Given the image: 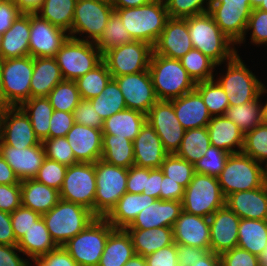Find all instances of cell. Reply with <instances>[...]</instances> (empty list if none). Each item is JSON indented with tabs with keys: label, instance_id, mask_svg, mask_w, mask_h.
<instances>
[{
	"label": "cell",
	"instance_id": "obj_38",
	"mask_svg": "<svg viewBox=\"0 0 267 266\" xmlns=\"http://www.w3.org/2000/svg\"><path fill=\"white\" fill-rule=\"evenodd\" d=\"M237 247L259 257L267 248V220L240 219Z\"/></svg>",
	"mask_w": 267,
	"mask_h": 266
},
{
	"label": "cell",
	"instance_id": "obj_68",
	"mask_svg": "<svg viewBox=\"0 0 267 266\" xmlns=\"http://www.w3.org/2000/svg\"><path fill=\"white\" fill-rule=\"evenodd\" d=\"M163 175L160 168H146V189H144L143 194L160 199Z\"/></svg>",
	"mask_w": 267,
	"mask_h": 266
},
{
	"label": "cell",
	"instance_id": "obj_40",
	"mask_svg": "<svg viewBox=\"0 0 267 266\" xmlns=\"http://www.w3.org/2000/svg\"><path fill=\"white\" fill-rule=\"evenodd\" d=\"M266 87L263 86L260 96L255 100L246 104L229 106L224 113V116L233 121L244 134L264 122L260 99L267 93Z\"/></svg>",
	"mask_w": 267,
	"mask_h": 266
},
{
	"label": "cell",
	"instance_id": "obj_49",
	"mask_svg": "<svg viewBox=\"0 0 267 266\" xmlns=\"http://www.w3.org/2000/svg\"><path fill=\"white\" fill-rule=\"evenodd\" d=\"M47 98L54 110L72 113L81 100L75 81L63 80L58 83Z\"/></svg>",
	"mask_w": 267,
	"mask_h": 266
},
{
	"label": "cell",
	"instance_id": "obj_76",
	"mask_svg": "<svg viewBox=\"0 0 267 266\" xmlns=\"http://www.w3.org/2000/svg\"><path fill=\"white\" fill-rule=\"evenodd\" d=\"M10 107L4 99V95L2 93V82H1V69H0V112H2L5 108Z\"/></svg>",
	"mask_w": 267,
	"mask_h": 266
},
{
	"label": "cell",
	"instance_id": "obj_34",
	"mask_svg": "<svg viewBox=\"0 0 267 266\" xmlns=\"http://www.w3.org/2000/svg\"><path fill=\"white\" fill-rule=\"evenodd\" d=\"M17 246L21 250L23 256L26 255L27 259L31 261L58 247L51 238L42 217L38 221L33 222V225L18 241Z\"/></svg>",
	"mask_w": 267,
	"mask_h": 266
},
{
	"label": "cell",
	"instance_id": "obj_58",
	"mask_svg": "<svg viewBox=\"0 0 267 266\" xmlns=\"http://www.w3.org/2000/svg\"><path fill=\"white\" fill-rule=\"evenodd\" d=\"M75 123L102 129L104 121L95 111L90 100L81 99L74 111L72 112Z\"/></svg>",
	"mask_w": 267,
	"mask_h": 266
},
{
	"label": "cell",
	"instance_id": "obj_13",
	"mask_svg": "<svg viewBox=\"0 0 267 266\" xmlns=\"http://www.w3.org/2000/svg\"><path fill=\"white\" fill-rule=\"evenodd\" d=\"M252 10L250 0H213L208 13L221 31L241 46L246 41L245 31Z\"/></svg>",
	"mask_w": 267,
	"mask_h": 266
},
{
	"label": "cell",
	"instance_id": "obj_77",
	"mask_svg": "<svg viewBox=\"0 0 267 266\" xmlns=\"http://www.w3.org/2000/svg\"><path fill=\"white\" fill-rule=\"evenodd\" d=\"M259 261L261 266H267V248L266 250L259 256Z\"/></svg>",
	"mask_w": 267,
	"mask_h": 266
},
{
	"label": "cell",
	"instance_id": "obj_39",
	"mask_svg": "<svg viewBox=\"0 0 267 266\" xmlns=\"http://www.w3.org/2000/svg\"><path fill=\"white\" fill-rule=\"evenodd\" d=\"M29 117L35 135L43 142L49 139L50 120L53 107L47 97H33L19 106Z\"/></svg>",
	"mask_w": 267,
	"mask_h": 266
},
{
	"label": "cell",
	"instance_id": "obj_35",
	"mask_svg": "<svg viewBox=\"0 0 267 266\" xmlns=\"http://www.w3.org/2000/svg\"><path fill=\"white\" fill-rule=\"evenodd\" d=\"M126 230L131 236L135 254L143 257L174 243L172 227Z\"/></svg>",
	"mask_w": 267,
	"mask_h": 266
},
{
	"label": "cell",
	"instance_id": "obj_31",
	"mask_svg": "<svg viewBox=\"0 0 267 266\" xmlns=\"http://www.w3.org/2000/svg\"><path fill=\"white\" fill-rule=\"evenodd\" d=\"M156 198L143 193L126 192L104 217L115 229H126L136 216Z\"/></svg>",
	"mask_w": 267,
	"mask_h": 266
},
{
	"label": "cell",
	"instance_id": "obj_33",
	"mask_svg": "<svg viewBox=\"0 0 267 266\" xmlns=\"http://www.w3.org/2000/svg\"><path fill=\"white\" fill-rule=\"evenodd\" d=\"M64 79L54 57L33 58L31 98L47 97L52 89Z\"/></svg>",
	"mask_w": 267,
	"mask_h": 266
},
{
	"label": "cell",
	"instance_id": "obj_72",
	"mask_svg": "<svg viewBox=\"0 0 267 266\" xmlns=\"http://www.w3.org/2000/svg\"><path fill=\"white\" fill-rule=\"evenodd\" d=\"M23 14H36L45 0H12Z\"/></svg>",
	"mask_w": 267,
	"mask_h": 266
},
{
	"label": "cell",
	"instance_id": "obj_32",
	"mask_svg": "<svg viewBox=\"0 0 267 266\" xmlns=\"http://www.w3.org/2000/svg\"><path fill=\"white\" fill-rule=\"evenodd\" d=\"M21 206L44 214L49 212L60 200V192L38 182L36 179L20 181Z\"/></svg>",
	"mask_w": 267,
	"mask_h": 266
},
{
	"label": "cell",
	"instance_id": "obj_47",
	"mask_svg": "<svg viewBox=\"0 0 267 266\" xmlns=\"http://www.w3.org/2000/svg\"><path fill=\"white\" fill-rule=\"evenodd\" d=\"M195 90L201 95L212 117L224 115L229 102L223 88L215 79L196 83Z\"/></svg>",
	"mask_w": 267,
	"mask_h": 266
},
{
	"label": "cell",
	"instance_id": "obj_12",
	"mask_svg": "<svg viewBox=\"0 0 267 266\" xmlns=\"http://www.w3.org/2000/svg\"><path fill=\"white\" fill-rule=\"evenodd\" d=\"M2 93L10 107L20 106L31 98L33 57L0 59Z\"/></svg>",
	"mask_w": 267,
	"mask_h": 266
},
{
	"label": "cell",
	"instance_id": "obj_10",
	"mask_svg": "<svg viewBox=\"0 0 267 266\" xmlns=\"http://www.w3.org/2000/svg\"><path fill=\"white\" fill-rule=\"evenodd\" d=\"M64 80L75 81L102 62L95 43L69 37L55 55Z\"/></svg>",
	"mask_w": 267,
	"mask_h": 266
},
{
	"label": "cell",
	"instance_id": "obj_50",
	"mask_svg": "<svg viewBox=\"0 0 267 266\" xmlns=\"http://www.w3.org/2000/svg\"><path fill=\"white\" fill-rule=\"evenodd\" d=\"M242 153L267 165V123L263 122L244 134Z\"/></svg>",
	"mask_w": 267,
	"mask_h": 266
},
{
	"label": "cell",
	"instance_id": "obj_69",
	"mask_svg": "<svg viewBox=\"0 0 267 266\" xmlns=\"http://www.w3.org/2000/svg\"><path fill=\"white\" fill-rule=\"evenodd\" d=\"M185 188L178 184L176 181L171 180V178L163 175L162 188L160 190L161 200H174L182 201L184 196Z\"/></svg>",
	"mask_w": 267,
	"mask_h": 266
},
{
	"label": "cell",
	"instance_id": "obj_42",
	"mask_svg": "<svg viewBox=\"0 0 267 266\" xmlns=\"http://www.w3.org/2000/svg\"><path fill=\"white\" fill-rule=\"evenodd\" d=\"M77 0H45L36 14L50 24L71 31Z\"/></svg>",
	"mask_w": 267,
	"mask_h": 266
},
{
	"label": "cell",
	"instance_id": "obj_22",
	"mask_svg": "<svg viewBox=\"0 0 267 266\" xmlns=\"http://www.w3.org/2000/svg\"><path fill=\"white\" fill-rule=\"evenodd\" d=\"M0 155L20 181L34 179L46 158L42 142L28 148H16L5 144L1 139Z\"/></svg>",
	"mask_w": 267,
	"mask_h": 266
},
{
	"label": "cell",
	"instance_id": "obj_61",
	"mask_svg": "<svg viewBox=\"0 0 267 266\" xmlns=\"http://www.w3.org/2000/svg\"><path fill=\"white\" fill-rule=\"evenodd\" d=\"M21 206L20 184H0V210L12 213Z\"/></svg>",
	"mask_w": 267,
	"mask_h": 266
},
{
	"label": "cell",
	"instance_id": "obj_19",
	"mask_svg": "<svg viewBox=\"0 0 267 266\" xmlns=\"http://www.w3.org/2000/svg\"><path fill=\"white\" fill-rule=\"evenodd\" d=\"M114 79L124 96L126 108L147 114L158 101L149 70L114 77Z\"/></svg>",
	"mask_w": 267,
	"mask_h": 266
},
{
	"label": "cell",
	"instance_id": "obj_71",
	"mask_svg": "<svg viewBox=\"0 0 267 266\" xmlns=\"http://www.w3.org/2000/svg\"><path fill=\"white\" fill-rule=\"evenodd\" d=\"M0 184H20V180L8 165L6 160L0 155Z\"/></svg>",
	"mask_w": 267,
	"mask_h": 266
},
{
	"label": "cell",
	"instance_id": "obj_6",
	"mask_svg": "<svg viewBox=\"0 0 267 266\" xmlns=\"http://www.w3.org/2000/svg\"><path fill=\"white\" fill-rule=\"evenodd\" d=\"M114 229L104 217H96L63 247L78 266H98L107 238Z\"/></svg>",
	"mask_w": 267,
	"mask_h": 266
},
{
	"label": "cell",
	"instance_id": "obj_27",
	"mask_svg": "<svg viewBox=\"0 0 267 266\" xmlns=\"http://www.w3.org/2000/svg\"><path fill=\"white\" fill-rule=\"evenodd\" d=\"M225 205L241 219L267 220V185L228 195Z\"/></svg>",
	"mask_w": 267,
	"mask_h": 266
},
{
	"label": "cell",
	"instance_id": "obj_21",
	"mask_svg": "<svg viewBox=\"0 0 267 266\" xmlns=\"http://www.w3.org/2000/svg\"><path fill=\"white\" fill-rule=\"evenodd\" d=\"M240 217L226 205L210 217V251L222 254L237 247Z\"/></svg>",
	"mask_w": 267,
	"mask_h": 266
},
{
	"label": "cell",
	"instance_id": "obj_7",
	"mask_svg": "<svg viewBox=\"0 0 267 266\" xmlns=\"http://www.w3.org/2000/svg\"><path fill=\"white\" fill-rule=\"evenodd\" d=\"M225 63L226 73L215 80L226 93L229 106L246 104L258 98L264 84L247 68L238 52Z\"/></svg>",
	"mask_w": 267,
	"mask_h": 266
},
{
	"label": "cell",
	"instance_id": "obj_54",
	"mask_svg": "<svg viewBox=\"0 0 267 266\" xmlns=\"http://www.w3.org/2000/svg\"><path fill=\"white\" fill-rule=\"evenodd\" d=\"M45 156L66 166L79 163L66 137L49 138L42 142Z\"/></svg>",
	"mask_w": 267,
	"mask_h": 266
},
{
	"label": "cell",
	"instance_id": "obj_57",
	"mask_svg": "<svg viewBox=\"0 0 267 266\" xmlns=\"http://www.w3.org/2000/svg\"><path fill=\"white\" fill-rule=\"evenodd\" d=\"M10 217L14 236L16 240L19 241L25 232L33 225V222L38 221L42 215L31 209L20 206L10 214Z\"/></svg>",
	"mask_w": 267,
	"mask_h": 266
},
{
	"label": "cell",
	"instance_id": "obj_29",
	"mask_svg": "<svg viewBox=\"0 0 267 266\" xmlns=\"http://www.w3.org/2000/svg\"><path fill=\"white\" fill-rule=\"evenodd\" d=\"M210 143L230 154L241 153L244 145V133L230 119L214 116L208 123Z\"/></svg>",
	"mask_w": 267,
	"mask_h": 266
},
{
	"label": "cell",
	"instance_id": "obj_67",
	"mask_svg": "<svg viewBox=\"0 0 267 266\" xmlns=\"http://www.w3.org/2000/svg\"><path fill=\"white\" fill-rule=\"evenodd\" d=\"M207 252L206 249L177 244L178 266H193Z\"/></svg>",
	"mask_w": 267,
	"mask_h": 266
},
{
	"label": "cell",
	"instance_id": "obj_25",
	"mask_svg": "<svg viewBox=\"0 0 267 266\" xmlns=\"http://www.w3.org/2000/svg\"><path fill=\"white\" fill-rule=\"evenodd\" d=\"M182 211V201L156 199L142 210L126 229L173 227Z\"/></svg>",
	"mask_w": 267,
	"mask_h": 266
},
{
	"label": "cell",
	"instance_id": "obj_78",
	"mask_svg": "<svg viewBox=\"0 0 267 266\" xmlns=\"http://www.w3.org/2000/svg\"><path fill=\"white\" fill-rule=\"evenodd\" d=\"M262 105V112H263V121L267 123V101L261 104Z\"/></svg>",
	"mask_w": 267,
	"mask_h": 266
},
{
	"label": "cell",
	"instance_id": "obj_5",
	"mask_svg": "<svg viewBox=\"0 0 267 266\" xmlns=\"http://www.w3.org/2000/svg\"><path fill=\"white\" fill-rule=\"evenodd\" d=\"M265 165L241 153L230 154L217 177L225 198L238 191L253 190L265 184Z\"/></svg>",
	"mask_w": 267,
	"mask_h": 266
},
{
	"label": "cell",
	"instance_id": "obj_41",
	"mask_svg": "<svg viewBox=\"0 0 267 266\" xmlns=\"http://www.w3.org/2000/svg\"><path fill=\"white\" fill-rule=\"evenodd\" d=\"M102 160L129 169L134 165L133 142L111 134H102Z\"/></svg>",
	"mask_w": 267,
	"mask_h": 266
},
{
	"label": "cell",
	"instance_id": "obj_30",
	"mask_svg": "<svg viewBox=\"0 0 267 266\" xmlns=\"http://www.w3.org/2000/svg\"><path fill=\"white\" fill-rule=\"evenodd\" d=\"M30 14L20 15L3 34L0 59H12L29 54Z\"/></svg>",
	"mask_w": 267,
	"mask_h": 266
},
{
	"label": "cell",
	"instance_id": "obj_3",
	"mask_svg": "<svg viewBox=\"0 0 267 266\" xmlns=\"http://www.w3.org/2000/svg\"><path fill=\"white\" fill-rule=\"evenodd\" d=\"M149 73L158 100H172L195 89L180 60L152 53Z\"/></svg>",
	"mask_w": 267,
	"mask_h": 266
},
{
	"label": "cell",
	"instance_id": "obj_73",
	"mask_svg": "<svg viewBox=\"0 0 267 266\" xmlns=\"http://www.w3.org/2000/svg\"><path fill=\"white\" fill-rule=\"evenodd\" d=\"M193 266H220V258L218 254L208 251L199 261H195Z\"/></svg>",
	"mask_w": 267,
	"mask_h": 266
},
{
	"label": "cell",
	"instance_id": "obj_66",
	"mask_svg": "<svg viewBox=\"0 0 267 266\" xmlns=\"http://www.w3.org/2000/svg\"><path fill=\"white\" fill-rule=\"evenodd\" d=\"M146 189V168L131 166L128 169L126 190L129 193H143Z\"/></svg>",
	"mask_w": 267,
	"mask_h": 266
},
{
	"label": "cell",
	"instance_id": "obj_15",
	"mask_svg": "<svg viewBox=\"0 0 267 266\" xmlns=\"http://www.w3.org/2000/svg\"><path fill=\"white\" fill-rule=\"evenodd\" d=\"M96 188L95 163L79 162L68 166L60 199L80 204L94 214Z\"/></svg>",
	"mask_w": 267,
	"mask_h": 266
},
{
	"label": "cell",
	"instance_id": "obj_44",
	"mask_svg": "<svg viewBox=\"0 0 267 266\" xmlns=\"http://www.w3.org/2000/svg\"><path fill=\"white\" fill-rule=\"evenodd\" d=\"M90 101L103 121L126 109L124 96L114 78L110 79L100 95L90 99Z\"/></svg>",
	"mask_w": 267,
	"mask_h": 266
},
{
	"label": "cell",
	"instance_id": "obj_23",
	"mask_svg": "<svg viewBox=\"0 0 267 266\" xmlns=\"http://www.w3.org/2000/svg\"><path fill=\"white\" fill-rule=\"evenodd\" d=\"M175 244L193 246L210 251V220L182 211L173 225Z\"/></svg>",
	"mask_w": 267,
	"mask_h": 266
},
{
	"label": "cell",
	"instance_id": "obj_55",
	"mask_svg": "<svg viewBox=\"0 0 267 266\" xmlns=\"http://www.w3.org/2000/svg\"><path fill=\"white\" fill-rule=\"evenodd\" d=\"M68 166L45 158L37 176L34 178L48 187L60 191Z\"/></svg>",
	"mask_w": 267,
	"mask_h": 266
},
{
	"label": "cell",
	"instance_id": "obj_9",
	"mask_svg": "<svg viewBox=\"0 0 267 266\" xmlns=\"http://www.w3.org/2000/svg\"><path fill=\"white\" fill-rule=\"evenodd\" d=\"M96 194L94 215L105 217L127 192L128 169L99 159L95 162Z\"/></svg>",
	"mask_w": 267,
	"mask_h": 266
},
{
	"label": "cell",
	"instance_id": "obj_28",
	"mask_svg": "<svg viewBox=\"0 0 267 266\" xmlns=\"http://www.w3.org/2000/svg\"><path fill=\"white\" fill-rule=\"evenodd\" d=\"M170 101L173 103L176 117L185 130L208 126L212 116L195 89Z\"/></svg>",
	"mask_w": 267,
	"mask_h": 266
},
{
	"label": "cell",
	"instance_id": "obj_52",
	"mask_svg": "<svg viewBox=\"0 0 267 266\" xmlns=\"http://www.w3.org/2000/svg\"><path fill=\"white\" fill-rule=\"evenodd\" d=\"M229 156L230 153L211 145L205 155L194 163V170L196 173L218 177Z\"/></svg>",
	"mask_w": 267,
	"mask_h": 266
},
{
	"label": "cell",
	"instance_id": "obj_51",
	"mask_svg": "<svg viewBox=\"0 0 267 266\" xmlns=\"http://www.w3.org/2000/svg\"><path fill=\"white\" fill-rule=\"evenodd\" d=\"M160 169L163 174L186 188L195 174L194 164L178 157L176 154H168Z\"/></svg>",
	"mask_w": 267,
	"mask_h": 266
},
{
	"label": "cell",
	"instance_id": "obj_74",
	"mask_svg": "<svg viewBox=\"0 0 267 266\" xmlns=\"http://www.w3.org/2000/svg\"><path fill=\"white\" fill-rule=\"evenodd\" d=\"M152 0H110L113 8H131L143 6L150 3Z\"/></svg>",
	"mask_w": 267,
	"mask_h": 266
},
{
	"label": "cell",
	"instance_id": "obj_64",
	"mask_svg": "<svg viewBox=\"0 0 267 266\" xmlns=\"http://www.w3.org/2000/svg\"><path fill=\"white\" fill-rule=\"evenodd\" d=\"M17 252L22 253L17 245L0 244V266H31L30 260Z\"/></svg>",
	"mask_w": 267,
	"mask_h": 266
},
{
	"label": "cell",
	"instance_id": "obj_17",
	"mask_svg": "<svg viewBox=\"0 0 267 266\" xmlns=\"http://www.w3.org/2000/svg\"><path fill=\"white\" fill-rule=\"evenodd\" d=\"M69 37L67 31L50 24L37 14H30L29 54L31 57H55Z\"/></svg>",
	"mask_w": 267,
	"mask_h": 266
},
{
	"label": "cell",
	"instance_id": "obj_53",
	"mask_svg": "<svg viewBox=\"0 0 267 266\" xmlns=\"http://www.w3.org/2000/svg\"><path fill=\"white\" fill-rule=\"evenodd\" d=\"M170 18H187L207 13L213 0H164ZM206 3V4H205Z\"/></svg>",
	"mask_w": 267,
	"mask_h": 266
},
{
	"label": "cell",
	"instance_id": "obj_45",
	"mask_svg": "<svg viewBox=\"0 0 267 266\" xmlns=\"http://www.w3.org/2000/svg\"><path fill=\"white\" fill-rule=\"evenodd\" d=\"M111 78L106 64L102 61L93 70L76 79L81 99L90 100L100 95Z\"/></svg>",
	"mask_w": 267,
	"mask_h": 266
},
{
	"label": "cell",
	"instance_id": "obj_14",
	"mask_svg": "<svg viewBox=\"0 0 267 266\" xmlns=\"http://www.w3.org/2000/svg\"><path fill=\"white\" fill-rule=\"evenodd\" d=\"M153 46L143 41H132L112 48L102 55L112 78L149 69Z\"/></svg>",
	"mask_w": 267,
	"mask_h": 266
},
{
	"label": "cell",
	"instance_id": "obj_56",
	"mask_svg": "<svg viewBox=\"0 0 267 266\" xmlns=\"http://www.w3.org/2000/svg\"><path fill=\"white\" fill-rule=\"evenodd\" d=\"M250 32V43L267 46V11L253 9L248 19L245 35ZM252 33V34H251Z\"/></svg>",
	"mask_w": 267,
	"mask_h": 266
},
{
	"label": "cell",
	"instance_id": "obj_11",
	"mask_svg": "<svg viewBox=\"0 0 267 266\" xmlns=\"http://www.w3.org/2000/svg\"><path fill=\"white\" fill-rule=\"evenodd\" d=\"M113 12L110 0H77L70 37L96 43Z\"/></svg>",
	"mask_w": 267,
	"mask_h": 266
},
{
	"label": "cell",
	"instance_id": "obj_70",
	"mask_svg": "<svg viewBox=\"0 0 267 266\" xmlns=\"http://www.w3.org/2000/svg\"><path fill=\"white\" fill-rule=\"evenodd\" d=\"M11 224L10 213L0 210V244L17 245Z\"/></svg>",
	"mask_w": 267,
	"mask_h": 266
},
{
	"label": "cell",
	"instance_id": "obj_2",
	"mask_svg": "<svg viewBox=\"0 0 267 266\" xmlns=\"http://www.w3.org/2000/svg\"><path fill=\"white\" fill-rule=\"evenodd\" d=\"M188 30L193 49L202 52L218 66L229 61L238 51L208 12L188 17Z\"/></svg>",
	"mask_w": 267,
	"mask_h": 266
},
{
	"label": "cell",
	"instance_id": "obj_8",
	"mask_svg": "<svg viewBox=\"0 0 267 266\" xmlns=\"http://www.w3.org/2000/svg\"><path fill=\"white\" fill-rule=\"evenodd\" d=\"M225 199L217 177L195 172L185 188L182 207L186 213L209 218L225 206Z\"/></svg>",
	"mask_w": 267,
	"mask_h": 266
},
{
	"label": "cell",
	"instance_id": "obj_20",
	"mask_svg": "<svg viewBox=\"0 0 267 266\" xmlns=\"http://www.w3.org/2000/svg\"><path fill=\"white\" fill-rule=\"evenodd\" d=\"M193 49L187 18H168L153 52L168 58L180 59Z\"/></svg>",
	"mask_w": 267,
	"mask_h": 266
},
{
	"label": "cell",
	"instance_id": "obj_37",
	"mask_svg": "<svg viewBox=\"0 0 267 266\" xmlns=\"http://www.w3.org/2000/svg\"><path fill=\"white\" fill-rule=\"evenodd\" d=\"M145 122L146 114L126 108L104 121L102 134L124 137L133 142Z\"/></svg>",
	"mask_w": 267,
	"mask_h": 266
},
{
	"label": "cell",
	"instance_id": "obj_60",
	"mask_svg": "<svg viewBox=\"0 0 267 266\" xmlns=\"http://www.w3.org/2000/svg\"><path fill=\"white\" fill-rule=\"evenodd\" d=\"M32 263L34 266H78L63 246H58L47 254L34 258L31 266Z\"/></svg>",
	"mask_w": 267,
	"mask_h": 266
},
{
	"label": "cell",
	"instance_id": "obj_62",
	"mask_svg": "<svg viewBox=\"0 0 267 266\" xmlns=\"http://www.w3.org/2000/svg\"><path fill=\"white\" fill-rule=\"evenodd\" d=\"M75 124L73 114L54 110L49 129V138L65 137Z\"/></svg>",
	"mask_w": 267,
	"mask_h": 266
},
{
	"label": "cell",
	"instance_id": "obj_36",
	"mask_svg": "<svg viewBox=\"0 0 267 266\" xmlns=\"http://www.w3.org/2000/svg\"><path fill=\"white\" fill-rule=\"evenodd\" d=\"M134 255V246L128 231L114 229L107 238L98 266H124Z\"/></svg>",
	"mask_w": 267,
	"mask_h": 266
},
{
	"label": "cell",
	"instance_id": "obj_16",
	"mask_svg": "<svg viewBox=\"0 0 267 266\" xmlns=\"http://www.w3.org/2000/svg\"><path fill=\"white\" fill-rule=\"evenodd\" d=\"M146 121L153 127L168 154L179 150L185 129L176 117L173 103L158 100L146 114Z\"/></svg>",
	"mask_w": 267,
	"mask_h": 266
},
{
	"label": "cell",
	"instance_id": "obj_59",
	"mask_svg": "<svg viewBox=\"0 0 267 266\" xmlns=\"http://www.w3.org/2000/svg\"><path fill=\"white\" fill-rule=\"evenodd\" d=\"M220 266H261L259 257L239 247L219 255Z\"/></svg>",
	"mask_w": 267,
	"mask_h": 266
},
{
	"label": "cell",
	"instance_id": "obj_75",
	"mask_svg": "<svg viewBox=\"0 0 267 266\" xmlns=\"http://www.w3.org/2000/svg\"><path fill=\"white\" fill-rule=\"evenodd\" d=\"M124 266H147V263L145 257L135 254Z\"/></svg>",
	"mask_w": 267,
	"mask_h": 266
},
{
	"label": "cell",
	"instance_id": "obj_63",
	"mask_svg": "<svg viewBox=\"0 0 267 266\" xmlns=\"http://www.w3.org/2000/svg\"><path fill=\"white\" fill-rule=\"evenodd\" d=\"M147 266H178L177 244L173 243L145 257Z\"/></svg>",
	"mask_w": 267,
	"mask_h": 266
},
{
	"label": "cell",
	"instance_id": "obj_80",
	"mask_svg": "<svg viewBox=\"0 0 267 266\" xmlns=\"http://www.w3.org/2000/svg\"><path fill=\"white\" fill-rule=\"evenodd\" d=\"M257 9H260V10H263V11H267V0H263L261 2V5Z\"/></svg>",
	"mask_w": 267,
	"mask_h": 266
},
{
	"label": "cell",
	"instance_id": "obj_46",
	"mask_svg": "<svg viewBox=\"0 0 267 266\" xmlns=\"http://www.w3.org/2000/svg\"><path fill=\"white\" fill-rule=\"evenodd\" d=\"M179 60L195 83L214 79L218 65L199 50L192 49Z\"/></svg>",
	"mask_w": 267,
	"mask_h": 266
},
{
	"label": "cell",
	"instance_id": "obj_4",
	"mask_svg": "<svg viewBox=\"0 0 267 266\" xmlns=\"http://www.w3.org/2000/svg\"><path fill=\"white\" fill-rule=\"evenodd\" d=\"M51 238L57 246H63L80 233L96 216L88 208L60 199L49 211L42 214Z\"/></svg>",
	"mask_w": 267,
	"mask_h": 266
},
{
	"label": "cell",
	"instance_id": "obj_18",
	"mask_svg": "<svg viewBox=\"0 0 267 266\" xmlns=\"http://www.w3.org/2000/svg\"><path fill=\"white\" fill-rule=\"evenodd\" d=\"M0 139L16 148H28L40 144L29 117L19 107H8L0 112Z\"/></svg>",
	"mask_w": 267,
	"mask_h": 266
},
{
	"label": "cell",
	"instance_id": "obj_43",
	"mask_svg": "<svg viewBox=\"0 0 267 266\" xmlns=\"http://www.w3.org/2000/svg\"><path fill=\"white\" fill-rule=\"evenodd\" d=\"M211 146L207 127L188 129L185 131L176 155L189 163L200 160Z\"/></svg>",
	"mask_w": 267,
	"mask_h": 266
},
{
	"label": "cell",
	"instance_id": "obj_79",
	"mask_svg": "<svg viewBox=\"0 0 267 266\" xmlns=\"http://www.w3.org/2000/svg\"><path fill=\"white\" fill-rule=\"evenodd\" d=\"M252 9H257L263 0H250Z\"/></svg>",
	"mask_w": 267,
	"mask_h": 266
},
{
	"label": "cell",
	"instance_id": "obj_26",
	"mask_svg": "<svg viewBox=\"0 0 267 266\" xmlns=\"http://www.w3.org/2000/svg\"><path fill=\"white\" fill-rule=\"evenodd\" d=\"M134 165L160 168L168 155L153 127L146 121L133 141Z\"/></svg>",
	"mask_w": 267,
	"mask_h": 266
},
{
	"label": "cell",
	"instance_id": "obj_1",
	"mask_svg": "<svg viewBox=\"0 0 267 266\" xmlns=\"http://www.w3.org/2000/svg\"><path fill=\"white\" fill-rule=\"evenodd\" d=\"M134 41H143L154 46L162 33L168 13L164 0L131 8H114Z\"/></svg>",
	"mask_w": 267,
	"mask_h": 266
},
{
	"label": "cell",
	"instance_id": "obj_48",
	"mask_svg": "<svg viewBox=\"0 0 267 266\" xmlns=\"http://www.w3.org/2000/svg\"><path fill=\"white\" fill-rule=\"evenodd\" d=\"M134 41L126 30L119 15L114 11L99 40L95 43L102 55L115 47Z\"/></svg>",
	"mask_w": 267,
	"mask_h": 266
},
{
	"label": "cell",
	"instance_id": "obj_65",
	"mask_svg": "<svg viewBox=\"0 0 267 266\" xmlns=\"http://www.w3.org/2000/svg\"><path fill=\"white\" fill-rule=\"evenodd\" d=\"M22 14L12 0H2L0 3V33L4 34Z\"/></svg>",
	"mask_w": 267,
	"mask_h": 266
},
{
	"label": "cell",
	"instance_id": "obj_24",
	"mask_svg": "<svg viewBox=\"0 0 267 266\" xmlns=\"http://www.w3.org/2000/svg\"><path fill=\"white\" fill-rule=\"evenodd\" d=\"M65 137L78 162L95 163L101 159L102 129L75 123Z\"/></svg>",
	"mask_w": 267,
	"mask_h": 266
}]
</instances>
